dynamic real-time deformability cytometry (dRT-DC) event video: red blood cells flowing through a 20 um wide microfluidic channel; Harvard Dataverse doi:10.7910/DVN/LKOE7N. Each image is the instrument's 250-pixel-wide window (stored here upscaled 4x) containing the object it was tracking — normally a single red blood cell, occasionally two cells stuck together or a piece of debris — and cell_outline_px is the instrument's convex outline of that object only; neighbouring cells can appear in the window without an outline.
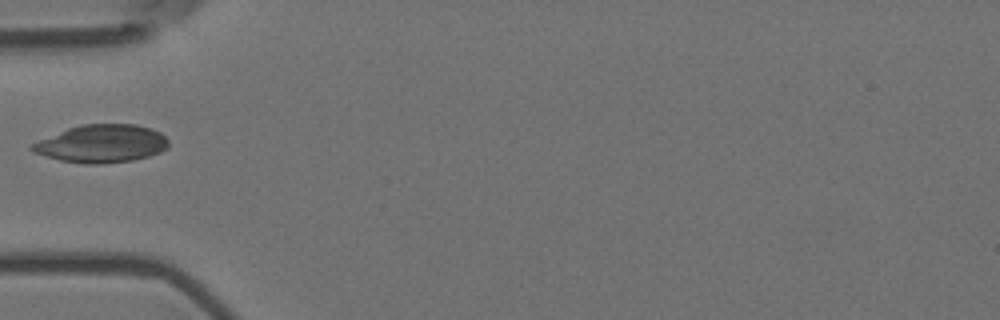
{"species": "Egyptian fruit bat (a non-hibernating species)", "species_latin": "Rousettus aegyptiacus", "temperature_condition": "room temperature", "stored_images_in_passage": 5, "camera_frame_rate_fps": 3000, "um_per_image_px": 0.085, "animal": {"sex": "female"}, "frame": {"image": 1, "passage_image": 5, "time_ms": 1.333, "image_size_px": [1000, 320], "cell_outline_px": [[168, 148], [160, 152], [148, 156], [132, 160], [100, 164], [84, 164], [60, 160], [32, 152], [28, 148], [32, 144], [40, 140], [68, 128], [80, 124], [136, 124], [152, 128], [160, 132], [168, 140]], "centroid_in_image_um": [8.65, 12.21], "position_along_channel_um": 76.4, "area_um2": 30.11}}